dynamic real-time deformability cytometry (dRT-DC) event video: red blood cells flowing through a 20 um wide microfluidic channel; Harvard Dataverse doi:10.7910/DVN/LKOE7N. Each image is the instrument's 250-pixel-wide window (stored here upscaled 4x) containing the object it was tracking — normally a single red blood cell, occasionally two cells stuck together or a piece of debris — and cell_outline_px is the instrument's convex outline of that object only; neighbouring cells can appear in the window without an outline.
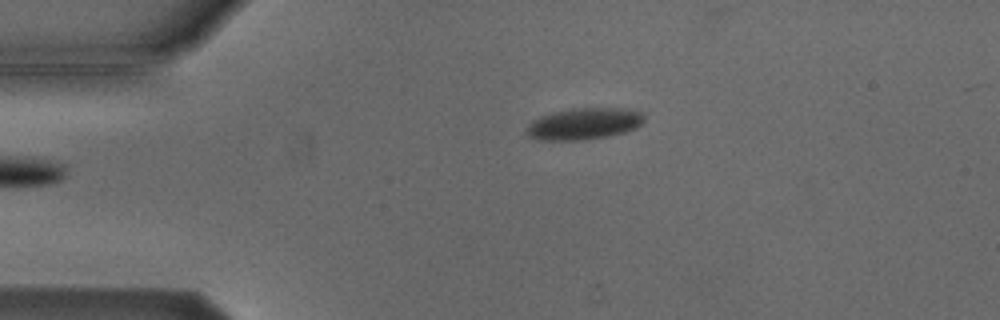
{"species": "Egyptian fruit bat (a non-hibernating species)", "species_latin": "Rousettus aegyptiacus", "temperature_condition": "cold", "stored_images_in_passage": 5, "camera_frame_rate_fps": 3000, "um_per_image_px": 0.085, "animal": {"sex": "male"}, "frame": {"image": 1, "passage_image": 5, "time_ms": 5.667, "image_size_px": [1000, 320], "cell_outline_px": [[644, 120], [636, 128], [624, 132], [608, 136], [584, 140], [540, 140], [528, 136], [524, 132], [528, 124], [532, 120], [540, 116], [552, 112], [572, 108], [628, 108], [640, 112], [644, 116]], "centroid_in_image_um": [49.6, 10.51], "position_along_channel_um": 35.4, "area_um2": 21.85}}